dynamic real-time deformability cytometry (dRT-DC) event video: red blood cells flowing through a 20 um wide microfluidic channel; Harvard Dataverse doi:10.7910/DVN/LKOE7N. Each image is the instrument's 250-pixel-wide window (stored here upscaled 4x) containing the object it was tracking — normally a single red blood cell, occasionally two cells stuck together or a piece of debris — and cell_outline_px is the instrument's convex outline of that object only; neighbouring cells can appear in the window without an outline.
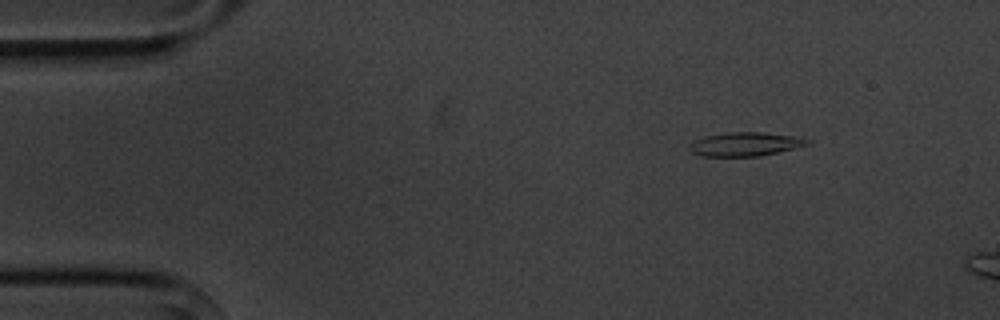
{"species": "common noctule bat (a hibernating species)", "species_latin": "Nyctalus noctula", "temperature_condition": "cold", "stored_images_in_passage": 4, "segment_of_instrument_passage": [2, 2], "camera_frame_rate_fps": 3000, "um_per_image_px": 0.085, "animal": {"sex": "male", "body_mass_g": 20.1, "forearm_length_mm": 53.5}, "frame": {"image": 1, "passage_image": 4, "time_ms": 4.333, "image_size_px": [1000, 320], "cell_outline_px": [[812, 144], [760, 156], [704, 156], [692, 152], [688, 148], [688, 144], [704, 136], [732, 132], [764, 132], [792, 136], [812, 140]], "centroid_in_image_um": [63.36, 12.25], "position_along_channel_um": 21.6, "area_um2": 16.3}}